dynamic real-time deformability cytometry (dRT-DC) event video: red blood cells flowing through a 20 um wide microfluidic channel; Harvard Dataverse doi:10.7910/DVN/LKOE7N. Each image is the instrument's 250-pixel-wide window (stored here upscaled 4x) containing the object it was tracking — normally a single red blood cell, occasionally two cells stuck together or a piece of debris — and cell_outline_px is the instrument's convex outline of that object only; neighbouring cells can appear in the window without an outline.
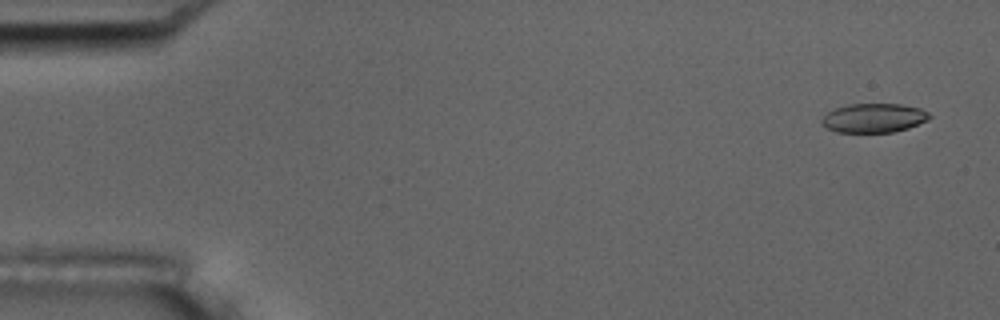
{"species": "common noctule bat (a hibernating species)", "species_latin": "Nyctalus noctula", "temperature_condition": "room temperature", "stored_images_in_passage": 54, "camera_frame_rate_fps": 3000, "um_per_image_px": 0.085, "animal": {"sex": "male", "body_mass_g": 17.5, "forearm_length_mm": 52.3}, "frame": {"image": 1, "passage_image": 3, "time_ms": 0.667, "image_size_px": [1000, 320], "cell_outline_px": [[932, 116], [928, 120], [908, 128], [892, 132], [836, 132], [820, 124], [820, 120], [828, 112], [836, 108], [848, 104], [900, 104], [920, 108], [928, 112]], "centroid_in_image_um": [74.27, 10.03], "position_along_channel_um": 10.7, "area_um2": 18.26}}
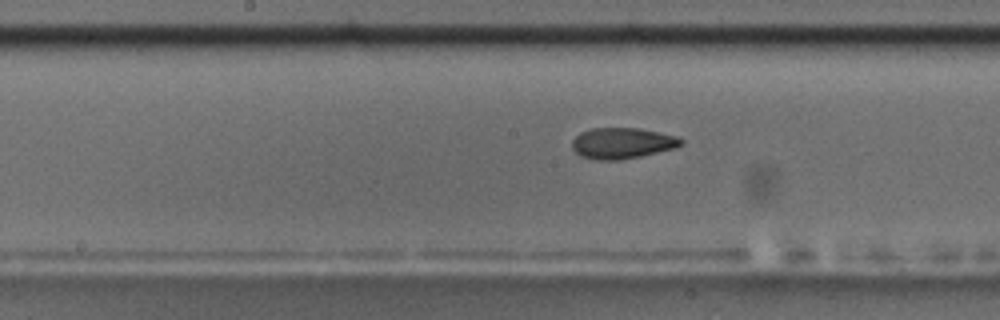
{"frame": {"image": 2, "passage_image": 28, "time_ms": 9.0, "image_size_px": [1000, 320], "cell_outline_px": [[684, 144], [676, 148], [640, 156], [620, 160], [600, 160], [580, 156], [572, 148], [572, 140], [580, 132], [592, 128], [640, 128], [680, 136], [684, 140]], "centroid_in_image_um": [52.93, 12.16], "position_along_channel_um": 195.3, "area_um2": 19.88}}
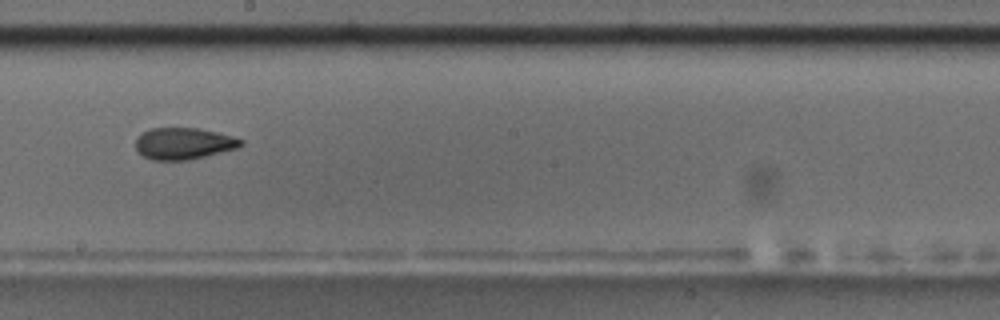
{"frame": {"image": 3, "passage_image": 31, "time_ms": 10.0, "image_size_px": [1000, 320], "cell_outline_px": [[244, 144], [236, 148], [188, 160], [152, 160], [136, 152], [136, 136], [140, 132], [152, 128], [196, 128], [216, 132], [232, 136], [244, 140]], "centroid_in_image_um": [15.56, 12.19], "position_along_channel_um": 232.6, "area_um2": 19.42}, "authors_computed_cell_mechanics": {"area_um2": 19.6809, "velocity_mm_per_s": 3.7519, "shape_relaxation_time_tau1_ms": 6.0906, "shape_relaxation_time_tau2_ms": 2.7699, "deformation_change_tau1": 0.1474, "deformation_change_tau2": 0.0818}}